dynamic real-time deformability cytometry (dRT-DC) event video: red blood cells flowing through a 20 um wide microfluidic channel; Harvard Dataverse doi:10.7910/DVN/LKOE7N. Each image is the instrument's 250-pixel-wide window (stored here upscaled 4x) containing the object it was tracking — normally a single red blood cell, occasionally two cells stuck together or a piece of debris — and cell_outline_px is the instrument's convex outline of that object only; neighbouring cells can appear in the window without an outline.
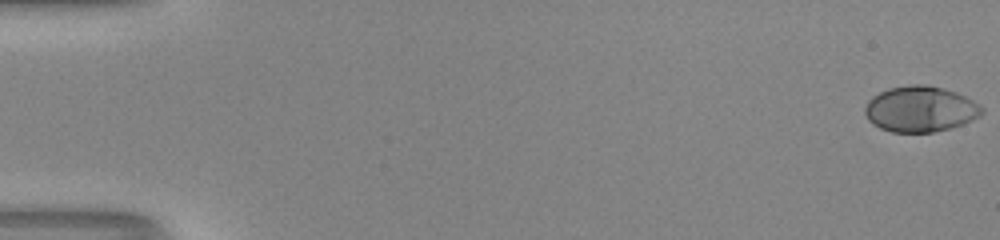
{"species": "human", "species_latin": "Homo sapiens", "temperature_condition": "room temperature", "stored_images_in_passage": 53, "camera_frame_rate_fps": 3000, "um_per_image_px": 0.085, "donor": {"sex": "male"}, "frame": {"image": 1, "passage_image": 1, "time_ms": 0.0, "image_size_px": [1000, 240], "cell_outline_px": [[984, 112], [980, 116], [972, 120], [952, 128], [932, 132], [892, 132], [880, 128], [872, 124], [868, 120], [864, 112], [864, 108], [868, 100], [872, 96], [888, 88], [912, 84], [928, 84], [956, 92], [980, 104], [984, 108]], "centroid_in_image_um": [78.22, 9.27], "position_along_channel_um": 6.8, "area_um2": 31.44}}
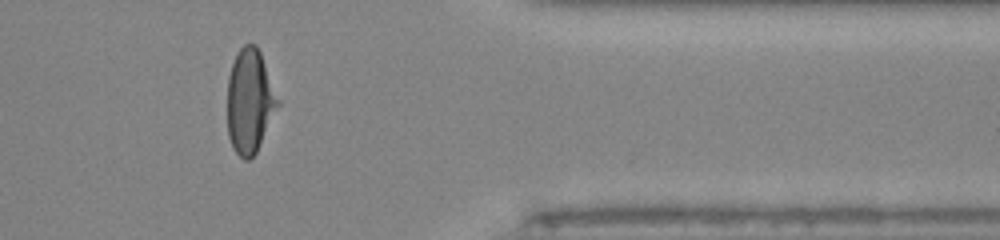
{"frame": {"image": 2, "passage_image": 44, "time_ms": 14.333, "image_size_px": [1000, 240], "cell_outline_px": [[280, 104], [256, 152], [248, 160], [244, 160], [232, 148], [228, 136], [228, 76], [232, 64], [240, 48], [244, 44], [256, 44], [260, 52], [280, 100]], "centroid_in_image_um": [21.24, 8.6], "position_along_channel_um": 390.2, "area_um2": 30.52}}
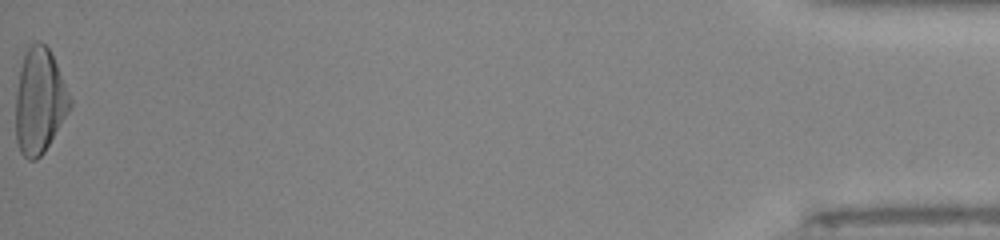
{"frame": {"image": 3, "passage_image": 53, "time_ms": 17.333, "image_size_px": [1000, 240], "cell_outline_px": [[72, 104], [68, 112], [44, 152], [36, 160], [28, 160], [20, 152], [16, 140], [16, 92], [20, 72], [24, 56], [28, 48], [36, 40], [44, 44], [48, 48], [56, 64], [72, 100]], "centroid_in_image_um": [3.35, 8.63], "position_along_channel_um": 431.8, "area_um2": 32.77}, "authors_computed_cell_mechanics": {"area_um2": 30.634, "velocity_mm_per_s": 4.1412, "shape_relaxation_time_tau1_ms": 4.9295, "shape_relaxation_time_tau2_ms": null, "deformation_change_tau1": 0.2419, "deformation_change_tau2": null}}